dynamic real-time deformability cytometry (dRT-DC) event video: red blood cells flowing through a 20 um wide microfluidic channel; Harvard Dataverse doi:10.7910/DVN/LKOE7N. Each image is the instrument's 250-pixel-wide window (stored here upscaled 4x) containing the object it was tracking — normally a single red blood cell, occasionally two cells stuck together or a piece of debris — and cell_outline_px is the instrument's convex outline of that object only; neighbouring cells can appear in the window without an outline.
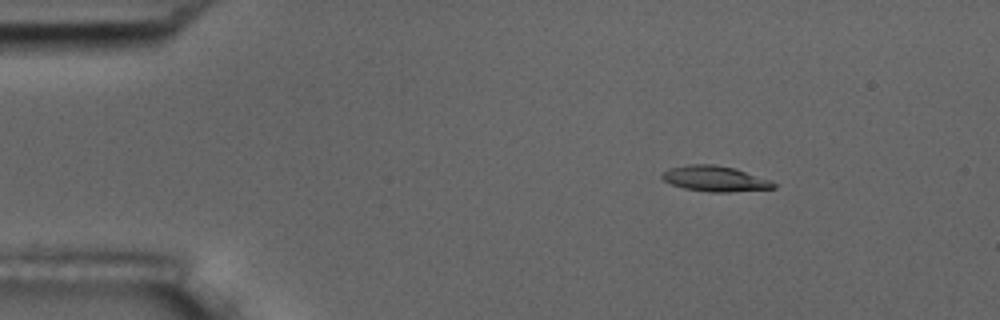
{"species": "common noctule bat (a hibernating species)", "species_latin": "Nyctalus noctula", "temperature_condition": "room temperature", "stored_images_in_passage": 5, "camera_frame_rate_fps": 3000, "um_per_image_px": 0.085, "animal": {"sex": "male", "body_mass_g": 17.5, "forearm_length_mm": 52.3}, "frame": {"image": 1, "passage_image": 1, "time_ms": 0.0, "image_size_px": [1000, 320], "cell_outline_px": [[776, 188], [728, 192], [708, 192], [684, 188], [672, 184], [664, 180], [660, 176], [668, 168], [688, 164], [712, 164], [736, 168], [772, 180], [776, 184]], "centroid_in_image_um": [60.8, 15.18], "position_along_channel_um": 24.2, "area_um2": 16.7}}